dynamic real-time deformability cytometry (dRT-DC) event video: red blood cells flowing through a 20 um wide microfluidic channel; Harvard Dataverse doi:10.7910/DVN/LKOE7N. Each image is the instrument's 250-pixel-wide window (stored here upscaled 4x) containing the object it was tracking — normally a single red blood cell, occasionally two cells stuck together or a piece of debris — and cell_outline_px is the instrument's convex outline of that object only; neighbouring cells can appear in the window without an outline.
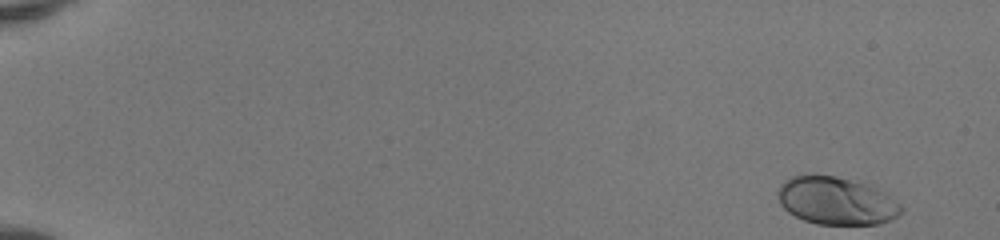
{"species": "human", "species_latin": "Homo sapiens", "temperature_condition": "room temperature", "stored_images_in_passage": 49, "camera_frame_rate_fps": 3000, "um_per_image_px": 0.085, "donor": {"sex": "female"}, "frame": {"image": 1, "passage_image": 1, "time_ms": 0.0, "image_size_px": [1000, 240], "cell_outline_px": [[904, 212], [892, 220], [876, 224], [816, 224], [804, 220], [788, 212], [780, 204], [776, 192], [780, 184], [784, 180], [792, 176], [808, 172], [812, 172], [836, 176], [876, 184], [900, 204], [904, 208]], "centroid_in_image_um": [71.11, 17.02], "position_along_channel_um": 13.9, "area_um2": 35.6}}
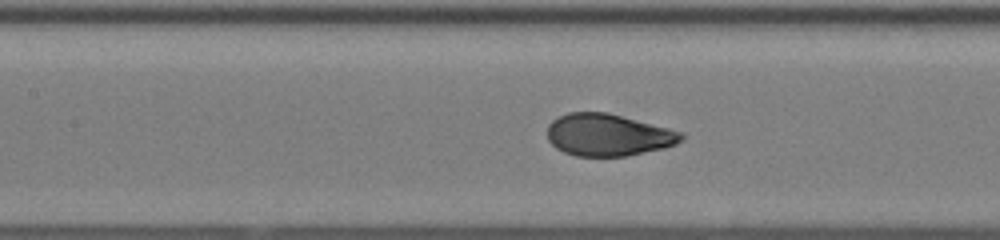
{"frame": {"image": 2, "passage_image": 24, "time_ms": 7.667, "image_size_px": [1000, 240], "cell_outline_px": [[684, 140], [676, 144], [664, 148], [628, 156], [576, 156], [564, 152], [556, 148], [548, 140], [548, 124], [552, 120], [568, 112], [608, 112], [684, 132]], "centroid_in_image_um": [51.71, 11.47], "position_along_channel_um": 155.7, "area_um2": 33.06}}
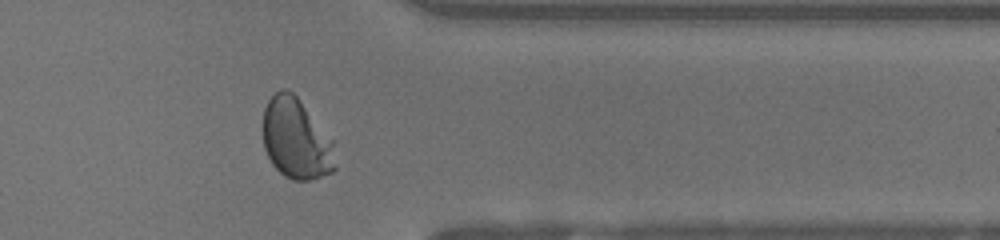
{"frame": {"image": 3, "passage_image": 41, "time_ms": 13.333, "image_size_px": [1000, 240], "cell_outline_px": [[336, 168], [332, 172], [308, 180], [292, 180], [284, 176], [272, 164], [264, 148], [260, 128], [264, 108], [268, 100], [280, 88], [288, 88], [296, 96], [336, 140]], "centroid_in_image_um": [25.18, 11.78], "position_along_channel_um": 386.2, "area_um2": 35.2}, "authors_computed_cell_mechanics": {"area_um2": 33.4662, "velocity_mm_per_s": 4.1403, "shape_relaxation_time_tau1_ms": 2.7559, "shape_relaxation_time_tau2_ms": null, "deformation_change_tau1": 0.1594, "deformation_change_tau2": null}}